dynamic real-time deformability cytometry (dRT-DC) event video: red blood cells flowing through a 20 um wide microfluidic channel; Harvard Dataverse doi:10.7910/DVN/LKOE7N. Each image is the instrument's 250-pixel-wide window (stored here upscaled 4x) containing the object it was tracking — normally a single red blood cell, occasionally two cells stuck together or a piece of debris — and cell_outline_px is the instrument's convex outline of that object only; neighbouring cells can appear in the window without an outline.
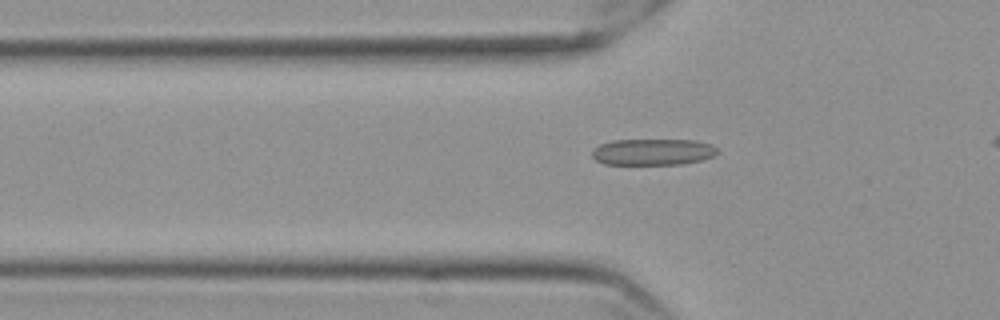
{"species": "Egyptian fruit bat (a non-hibernating species)", "species_latin": "Rousettus aegyptiacus", "temperature_condition": "cold", "stored_images_in_passage": 33, "camera_frame_rate_fps": 3000, "um_per_image_px": 0.085, "frame": {"image": 1, "passage_image": 2, "time_ms": 0.333, "image_size_px": [1000, 320], "cell_outline_px": [[720, 152], [712, 156], [700, 160], [680, 164], [604, 164], [596, 160], [592, 156], [592, 148], [600, 144], [612, 140], [696, 140], [712, 144]], "centroid_in_image_um": [55.48, 12.9], "position_along_channel_um": 70.3, "area_um2": 19.31}}
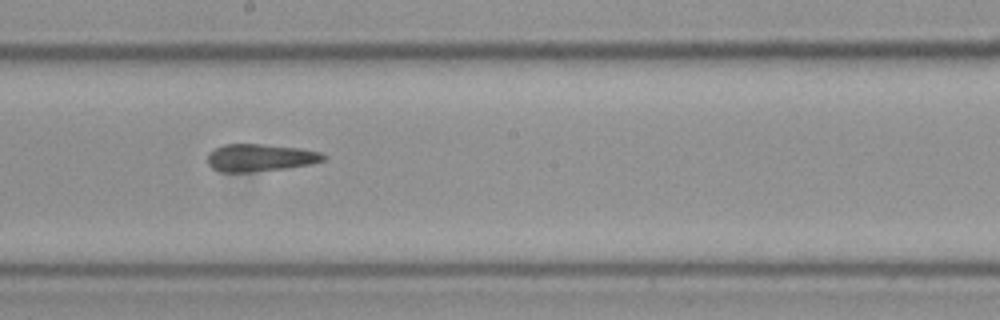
{"frame": {"image": 2, "passage_image": 15, "time_ms": 4.667, "image_size_px": [1000, 320], "cell_outline_px": [[328, 156], [324, 160], [312, 164], [284, 168], [248, 172], [220, 172], [212, 168], [208, 164], [208, 152], [224, 144], [264, 144], [300, 148], [320, 152]], "centroid_in_image_um": [22.11, 13.4], "position_along_channel_um": 226.1, "area_um2": 18.55}}
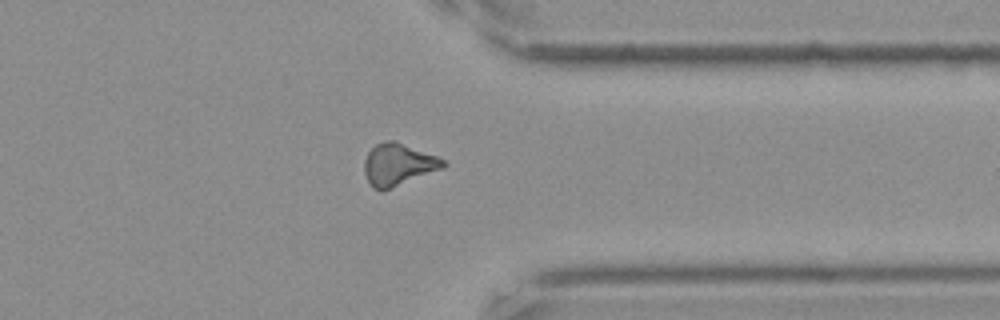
{"frame": {"image": 3, "passage_image": 28, "time_ms": 9.0, "image_size_px": [1000, 320], "cell_outline_px": [[448, 164], [444, 168], [380, 192], [372, 188], [364, 172], [364, 160], [368, 152], [376, 144], [384, 140], [392, 140], [436, 156], [444, 160]], "centroid_in_image_um": [33.83, 14.0], "position_along_channel_um": 377.6, "area_um2": 19.19}}